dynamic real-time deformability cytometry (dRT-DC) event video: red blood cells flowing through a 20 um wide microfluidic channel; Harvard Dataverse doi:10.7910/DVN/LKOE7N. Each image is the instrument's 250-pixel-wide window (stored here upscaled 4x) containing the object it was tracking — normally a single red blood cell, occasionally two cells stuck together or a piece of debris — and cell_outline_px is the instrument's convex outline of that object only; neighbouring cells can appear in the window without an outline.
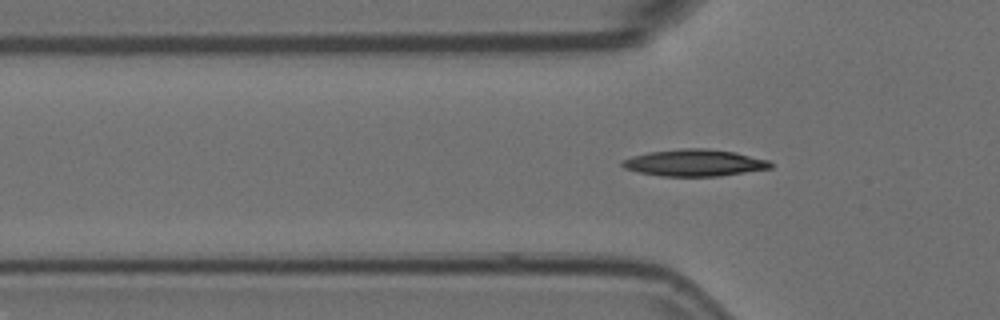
{"species": "Egyptian fruit bat (a non-hibernating species)", "species_latin": "Rousettus aegyptiacus", "temperature_condition": "room temperature", "stored_images_in_passage": 2, "camera_frame_rate_fps": 3000, "um_per_image_px": 0.085, "animal": {"sex": "female"}, "frame": {"image": 1, "passage_image": 2, "time_ms": 0.333, "image_size_px": [1000, 320], "cell_outline_px": [[772, 168], [720, 176], [660, 176], [640, 172], [624, 168], [620, 164], [620, 160], [632, 156], [648, 152], [680, 148], [704, 148], [736, 152], [768, 160], [772, 164]], "centroid_in_image_um": [59.01, 13.83], "position_along_channel_um": 66.8, "area_um2": 23.24}}